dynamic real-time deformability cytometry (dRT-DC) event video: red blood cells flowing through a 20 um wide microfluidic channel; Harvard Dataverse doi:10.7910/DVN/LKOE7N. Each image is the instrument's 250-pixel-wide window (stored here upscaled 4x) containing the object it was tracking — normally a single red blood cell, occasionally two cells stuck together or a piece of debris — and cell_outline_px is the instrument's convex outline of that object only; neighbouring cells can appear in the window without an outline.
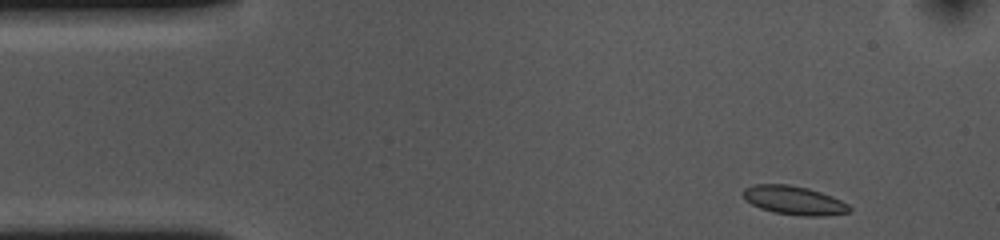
{"species": "common noctule bat (a hibernating species)", "species_latin": "Nyctalus noctula", "temperature_condition": "cold", "stored_images_in_passage": 50, "camera_frame_rate_fps": 3000, "um_per_image_px": 0.085, "animal": {"sex": "female", "body_mass_g": 10.0, "forearm_length_mm": 53.1}, "frame": {"image": 1, "passage_image": 1, "time_ms": 0.0, "image_size_px": [1000, 240], "cell_outline_px": [[852, 208], [848, 212], [824, 216], [804, 216], [772, 212], [760, 208], [744, 200], [740, 192], [744, 188], [752, 184], [788, 184], [808, 188], [832, 196], [848, 204]], "centroid_in_image_um": [67.43, 17.02], "position_along_channel_um": 17.6, "area_um2": 17.98}}
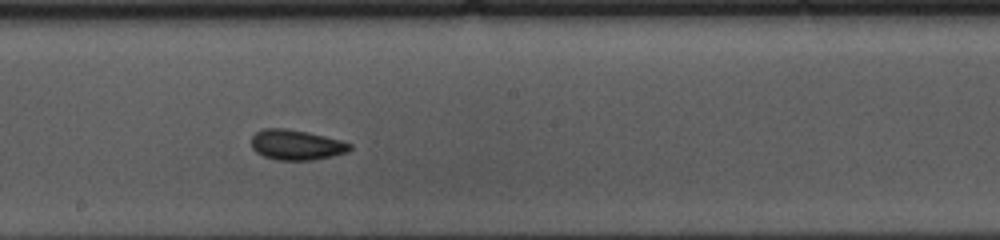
{"frame": {"image": 2, "passage_image": 24, "time_ms": 7.667, "image_size_px": [1000, 240], "cell_outline_px": [[352, 148], [348, 152], [332, 156], [312, 160], [276, 160], [264, 156], [256, 152], [252, 148], [252, 136], [256, 132], [264, 128], [284, 128], [308, 132], [340, 140], [352, 144]], "centroid_in_image_um": [25.19, 12.31], "position_along_channel_um": 223.0, "area_um2": 17.34}}
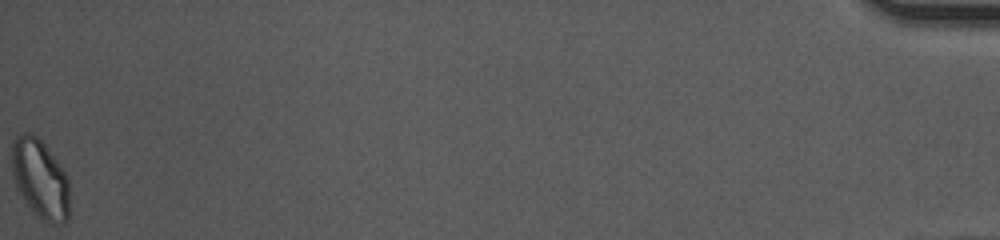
{"frame": {"image": 3, "passage_image": 50, "time_ms": 16.333, "image_size_px": [1000, 240], "cell_outline_px": [[68, 220], [60, 224], [52, 224], [40, 220], [28, 204], [20, 192], [16, 184], [12, 172], [12, 144], [16, 136], [24, 132], [32, 132], [48, 148], [68, 176]], "centroid_in_image_um": [3.42, 15.19], "position_along_channel_um": 431.8, "area_um2": 26.41}, "authors_computed_cell_mechanics": {"area_um2": 17.5134, "velocity_mm_per_s": 3.6377, "shape_relaxation_time_tau1_ms": 3.6802, "shape_relaxation_time_tau2_ms": 1.1068, "deformation_change_tau1": 0.0985, "deformation_change_tau2": 0.0514}}